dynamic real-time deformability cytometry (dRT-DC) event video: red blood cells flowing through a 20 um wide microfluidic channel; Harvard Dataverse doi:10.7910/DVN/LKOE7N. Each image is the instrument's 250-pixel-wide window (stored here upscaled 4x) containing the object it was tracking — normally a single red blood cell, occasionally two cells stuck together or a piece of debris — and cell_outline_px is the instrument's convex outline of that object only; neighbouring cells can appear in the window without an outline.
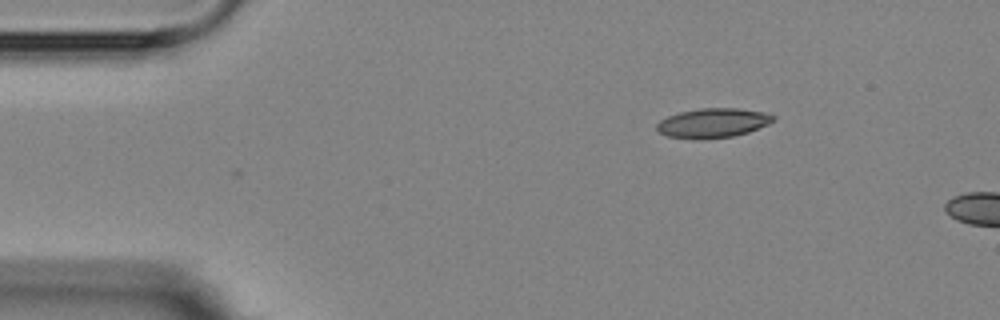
{"species": "Egyptian fruit bat (a non-hibernating species)", "species_latin": "Rousettus aegyptiacus", "temperature_condition": "room temperature", "stored_images_in_passage": 3, "camera_frame_rate_fps": 3000, "um_per_image_px": 0.085, "animal": {"sex": "female"}, "frame": {"image": 1, "passage_image": 3, "time_ms": 2.333, "image_size_px": [1000, 320], "cell_outline_px": [[776, 120], [768, 124], [748, 132], [732, 136], [668, 136], [660, 132], [656, 128], [656, 124], [660, 120], [668, 116], [680, 112], [700, 108], [736, 108], [764, 112], [776, 116]], "centroid_in_image_um": [60.66, 10.39], "position_along_channel_um": 24.3, "area_um2": 19.07}}